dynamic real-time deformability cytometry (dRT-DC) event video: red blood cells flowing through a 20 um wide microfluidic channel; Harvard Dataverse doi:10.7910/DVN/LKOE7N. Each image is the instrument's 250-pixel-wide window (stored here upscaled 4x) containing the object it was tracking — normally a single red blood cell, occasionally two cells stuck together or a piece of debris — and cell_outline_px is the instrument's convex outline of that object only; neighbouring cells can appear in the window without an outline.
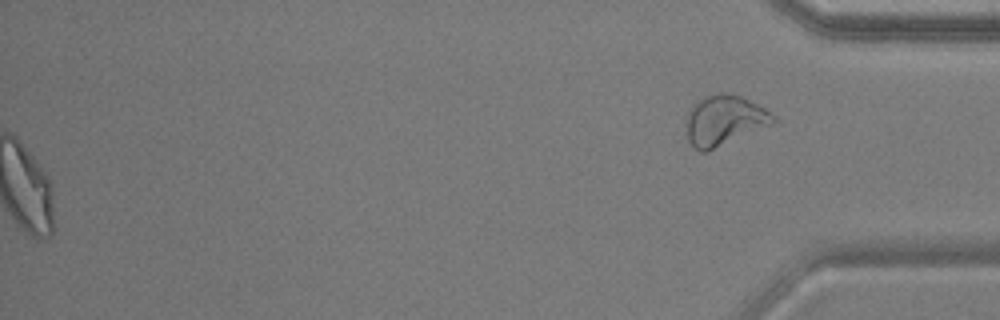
{"species": "common noctule bat (a hibernating species)", "species_latin": "Nyctalus noctula", "temperature_condition": "warm", "stored_images_in_passage": 51, "segment_of_instrument_passage": [2, 2], "camera_frame_rate_fps": 3000, "um_per_image_px": 0.085, "animal": {"sex": "male", "body_mass_g": 17.9, "forearm_length_mm": 54.2}, "frame": {"image": 1, "passage_image": 51, "time_ms": 16.667, "image_size_px": [1000, 320], "cell_outline_px": [[776, 120], [772, 124], [708, 152], [700, 152], [688, 140], [688, 112], [692, 104], [704, 96], [724, 92], [740, 96], [772, 112]], "centroid_in_image_um": [61.57, 10.23], "position_along_channel_um": 373.6, "area_um2": 25.14}}